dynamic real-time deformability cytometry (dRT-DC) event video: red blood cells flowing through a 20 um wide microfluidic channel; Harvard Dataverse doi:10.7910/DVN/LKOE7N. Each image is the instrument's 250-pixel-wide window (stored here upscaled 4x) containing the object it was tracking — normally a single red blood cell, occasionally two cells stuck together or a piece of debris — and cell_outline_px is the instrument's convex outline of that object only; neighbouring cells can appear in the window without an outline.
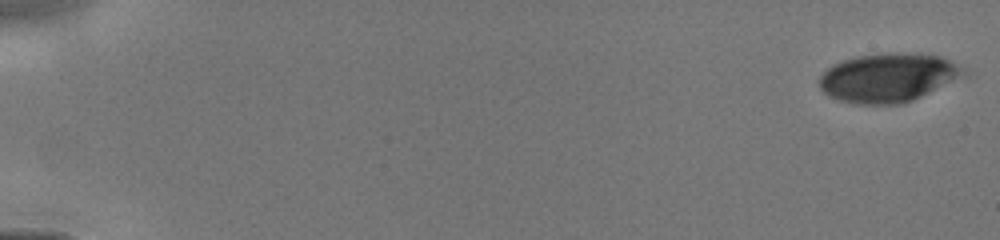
{"species": "human", "species_latin": "Homo sapiens", "temperature_condition": "cold", "stored_images_in_passage": 15, "camera_frame_rate_fps": 3000, "um_per_image_px": 0.085, "donor": {"sex": "male"}, "frame": {"image": 1, "passage_image": 1, "time_ms": 0.0, "image_size_px": [1000, 240], "cell_outline_px": [[968, 72], [912, 100], [900, 104], [856, 104], [840, 100], [824, 92], [820, 88], [820, 76], [832, 64], [856, 56], [888, 52], [900, 52], [940, 56], [952, 60], [964, 68]], "centroid_in_image_um": [75.46, 6.58], "position_along_channel_um": 9.5, "area_um2": 40.52}}
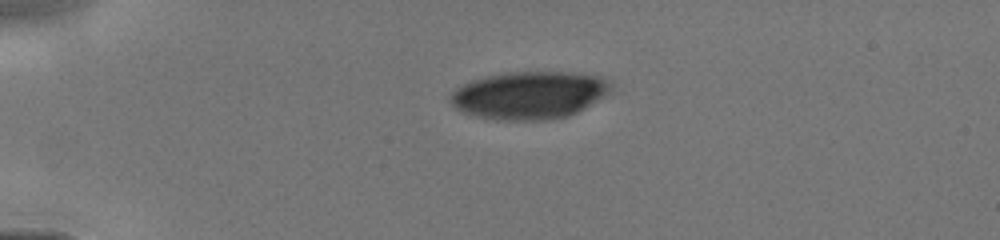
{"frame": {"image": 2, "passage_image": 9, "time_ms": 3.667, "image_size_px": [1000, 240], "cell_outline_px": [[612, 88], [604, 96], [584, 108], [568, 116], [544, 120], [496, 120], [476, 116], [464, 112], [456, 108], [448, 100], [452, 92], [456, 88], [472, 80], [504, 72], [564, 72], [600, 76], [612, 80]], "centroid_in_image_um": [44.99, 8.08], "position_along_channel_um": 40.0, "area_um2": 44.51}}
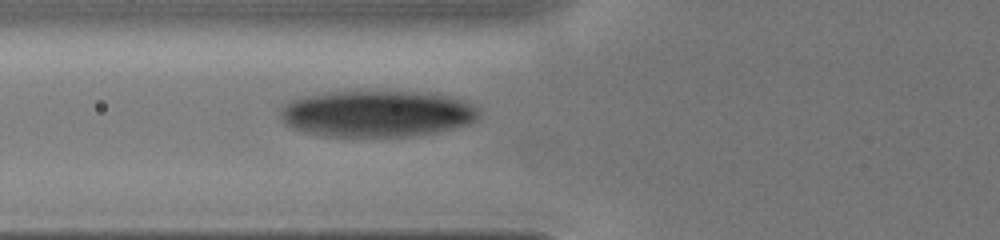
{"frame": {"image": 3, "passage_image": 15, "time_ms": 6.0, "image_size_px": [1000, 240], "cell_outline_px": [[480, 116], [476, 120], [468, 124], [452, 128], [432, 132], [404, 136], [324, 136], [304, 132], [292, 128], [284, 124], [280, 116], [280, 108], [284, 104], [292, 100], [308, 96], [332, 92], [428, 92], [448, 96], [464, 100], [480, 108]], "centroid_in_image_um": [32.05, 9.66], "position_along_channel_um": 93.7, "area_um2": 53.58}}